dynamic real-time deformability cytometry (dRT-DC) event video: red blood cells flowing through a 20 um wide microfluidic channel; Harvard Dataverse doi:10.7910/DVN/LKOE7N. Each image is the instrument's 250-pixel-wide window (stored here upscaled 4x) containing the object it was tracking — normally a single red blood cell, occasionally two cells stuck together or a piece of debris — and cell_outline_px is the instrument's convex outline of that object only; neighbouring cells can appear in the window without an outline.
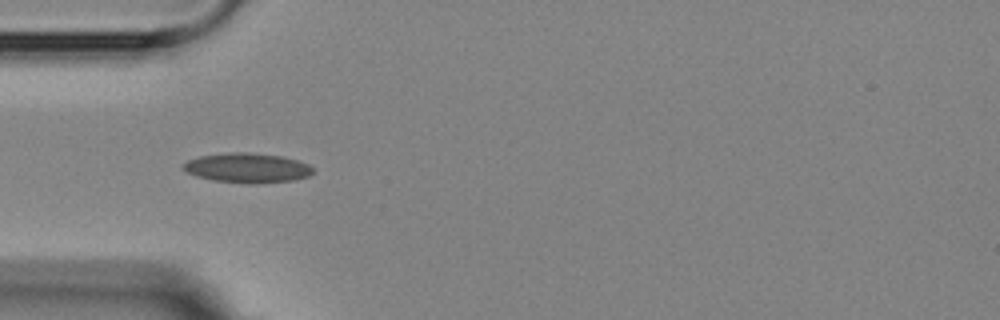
{"species": "Egyptian fruit bat (a non-hibernating species)", "species_latin": "Rousettus aegyptiacus", "temperature_condition": "room temperature", "stored_images_in_passage": 6, "camera_frame_rate_fps": 3000, "um_per_image_px": 0.085, "animal": {"sex": "female"}, "frame": {"image": 1, "passage_image": 4, "time_ms": 3.333, "image_size_px": [1000, 320], "cell_outline_px": [[312, 172], [308, 176], [292, 180], [252, 184], [248, 184], [212, 180], [196, 176], [180, 168], [180, 164], [188, 160], [200, 156], [228, 152], [248, 152], [280, 156], [296, 160], [308, 164], [312, 168]], "centroid_in_image_um": [20.95, 14.27], "position_along_channel_um": 64.1, "area_um2": 22.43}}
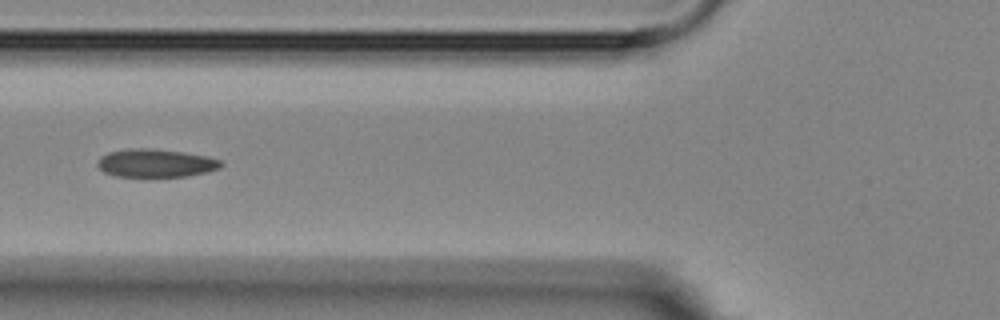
{"frame": {"image": 2, "passage_image": 5, "time_ms": 4.667, "image_size_px": [1000, 320], "cell_outline_px": [[224, 164], [220, 168], [208, 172], [188, 176], [116, 176], [104, 172], [96, 164], [96, 160], [100, 156], [108, 152], [128, 148], [148, 148], [184, 152], [208, 156], [220, 160]], "centroid_in_image_um": [13.23, 13.85], "position_along_channel_um": 112.6, "area_um2": 20.4}}
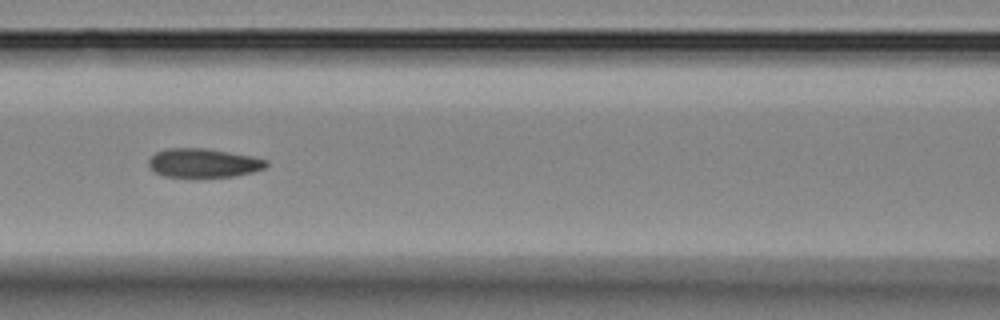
{"frame": {"image": 3, "passage_image": 6, "time_ms": 5.667, "image_size_px": [1000, 320], "cell_outline_px": [[268, 164], [264, 168], [252, 172], [232, 176], [164, 176], [156, 172], [148, 164], [148, 160], [156, 152], [168, 148], [204, 148], [252, 156], [268, 160]], "centroid_in_image_um": [17.3, 13.84], "position_along_channel_um": 149.3, "area_um2": 19.42}}